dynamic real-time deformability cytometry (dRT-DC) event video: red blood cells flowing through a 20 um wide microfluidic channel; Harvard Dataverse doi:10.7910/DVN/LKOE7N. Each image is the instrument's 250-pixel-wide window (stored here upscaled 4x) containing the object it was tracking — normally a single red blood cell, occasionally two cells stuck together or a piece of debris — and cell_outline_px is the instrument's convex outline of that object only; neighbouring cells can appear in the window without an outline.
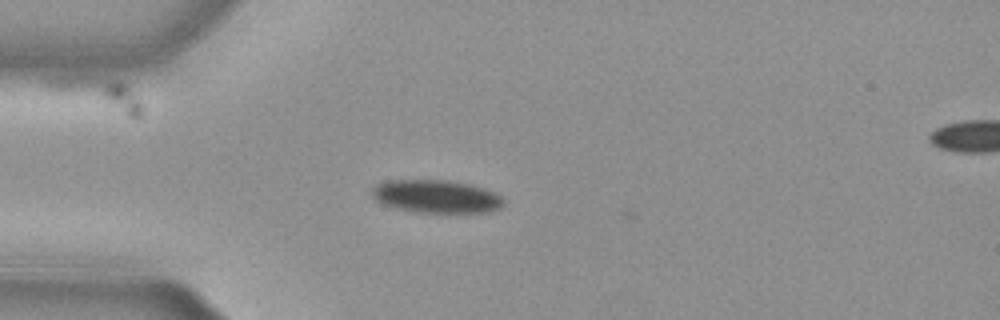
{"species": "common noctule bat (a hibernating species)", "species_latin": "Nyctalus noctula", "temperature_condition": "cold", "stored_images_in_passage": 40, "camera_frame_rate_fps": 3000, "um_per_image_px": 0.085, "animal": {"sex": "female", "body_mass_g": 29.2, "forearm_length_mm": 56.3}, "frame": {"image": 1, "passage_image": 1, "time_ms": 0.0, "image_size_px": [1000, 320], "cell_outline_px": [[504, 204], [500, 208], [488, 212], [416, 212], [396, 208], [384, 204], [376, 200], [372, 196], [372, 188], [376, 184], [388, 180], [448, 180], [468, 184], [484, 188], [500, 196], [504, 200]], "centroid_in_image_um": [37.07, 16.69], "position_along_channel_um": 47.9, "area_um2": 25.14}}
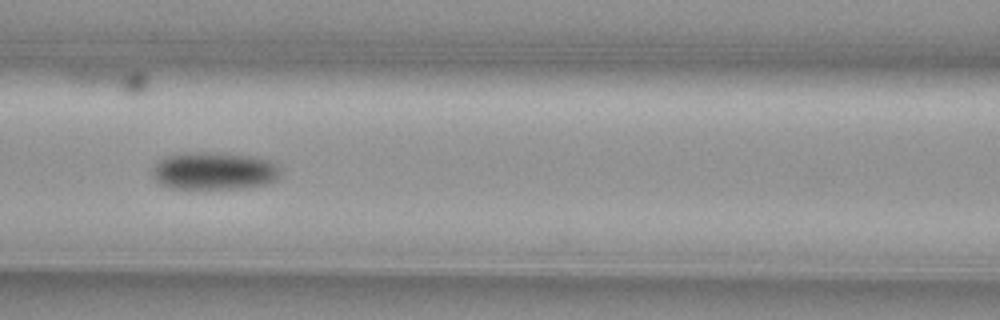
{"frame": {"image": 2, "passage_image": 10, "time_ms": 3.0, "image_size_px": [1000, 320], "cell_outline_px": [[280, 176], [276, 180], [268, 184], [244, 188], [168, 188], [160, 184], [152, 176], [152, 168], [156, 160], [164, 156], [176, 152], [228, 152], [256, 156], [268, 160], [276, 164], [280, 168]], "centroid_in_image_um": [18.17, 14.5], "position_along_channel_um": 148.4, "area_um2": 28.96}}
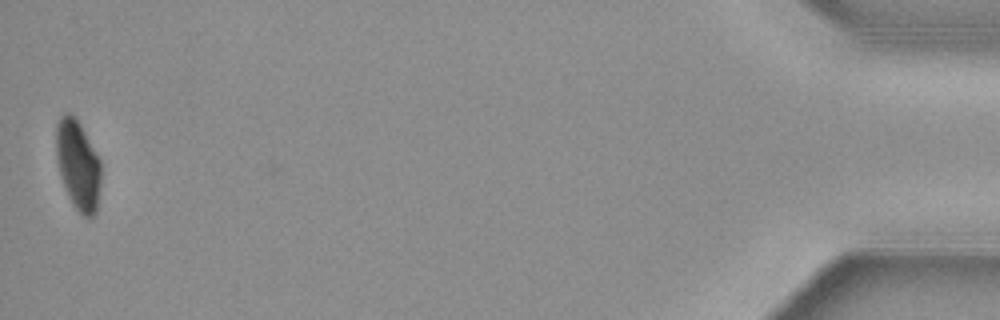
{"frame": {"image": 3, "passage_image": 40, "time_ms": 13.0, "image_size_px": [1000, 320], "cell_outline_px": [[100, 184], [96, 212], [92, 216], [84, 216], [72, 204], [64, 188], [60, 176], [56, 156], [56, 124], [60, 116], [64, 112], [68, 112], [76, 116], [100, 160]], "centroid_in_image_um": [6.6, 13.98], "position_along_channel_um": 428.6, "area_um2": 23.47}, "authors_computed_cell_mechanics": {"area_um2": 26.9637, "velocity_mm_per_s": 3.8022, "shape_relaxation_time_tau1_ms": 3.0028, "shape_relaxation_time_tau2_ms": null, "deformation_change_tau1": 0.102, "deformation_change_tau2": null}}